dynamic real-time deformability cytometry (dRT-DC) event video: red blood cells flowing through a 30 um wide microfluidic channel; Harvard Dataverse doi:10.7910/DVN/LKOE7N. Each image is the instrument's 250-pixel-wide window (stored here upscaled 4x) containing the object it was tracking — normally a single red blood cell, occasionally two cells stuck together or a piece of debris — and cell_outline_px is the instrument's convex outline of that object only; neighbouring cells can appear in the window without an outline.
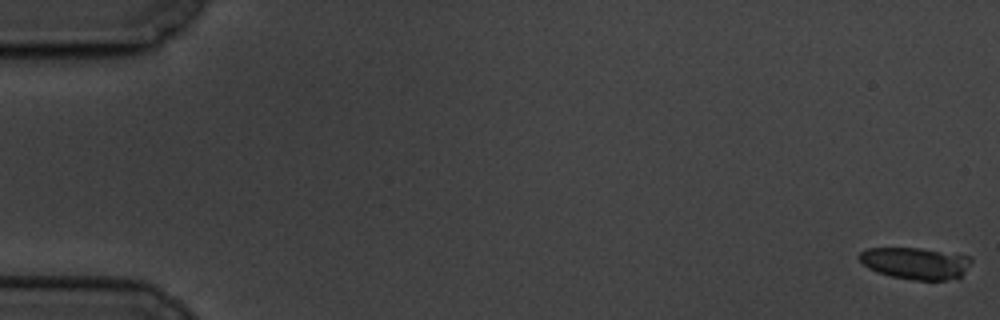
{"species": "common noctule bat (a hibernating species)", "species_latin": "Nyctalus noctula", "temperature_condition": "cold", "stored_images_in_passage": 9, "camera_frame_rate_fps": 3000, "um_per_image_px": 0.085, "animal": {"sex": "male", "body_mass_g": 19.5, "forearm_length_mm": 54.6}, "frame": {"image": 1, "passage_image": 1, "time_ms": 0.0, "image_size_px": [1000, 320], "cell_outline_px": [[972, 260], [960, 280], [916, 280], [892, 276], [876, 272], [868, 268], [856, 256], [860, 252], [868, 248], [920, 248], [972, 256]], "centroid_in_image_um": [77.85, 22.38], "position_along_channel_um": 7.1, "area_um2": 20.98}}